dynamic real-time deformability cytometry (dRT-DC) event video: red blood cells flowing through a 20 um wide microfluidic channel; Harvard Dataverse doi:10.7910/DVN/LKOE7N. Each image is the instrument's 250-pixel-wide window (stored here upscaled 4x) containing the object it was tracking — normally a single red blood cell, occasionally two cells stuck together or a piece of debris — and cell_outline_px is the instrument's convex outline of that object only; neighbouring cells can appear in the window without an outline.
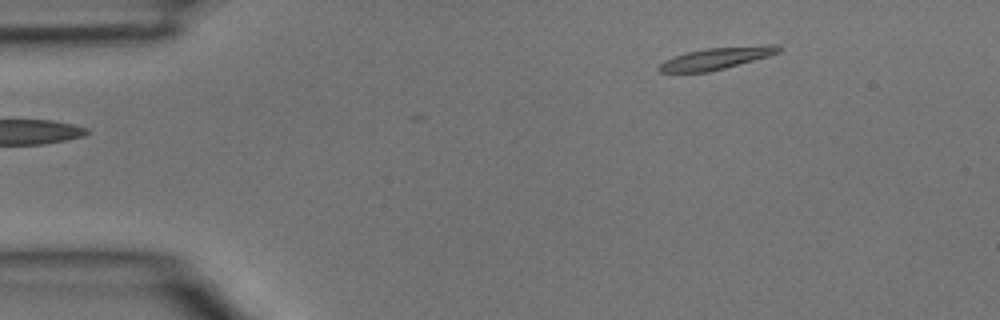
{"species": "common noctule bat (a hibernating species)", "species_latin": "Nyctalus noctula", "temperature_condition": "room temperature", "stored_images_in_passage": 2, "camera_frame_rate_fps": 3000, "um_per_image_px": 0.085, "animal": {"sex": "male", "body_mass_g": 15.6}, "frame": {"image": 1, "passage_image": 2, "time_ms": 0.333, "image_size_px": [1000, 320], "cell_outline_px": [[780, 52], [768, 56], [724, 68], [708, 72], [660, 72], [656, 68], [664, 60], [688, 52], [704, 48], [764, 44], [780, 44]], "centroid_in_image_um": [60.92, 4.94], "position_along_channel_um": 24.1, "area_um2": 15.26}}